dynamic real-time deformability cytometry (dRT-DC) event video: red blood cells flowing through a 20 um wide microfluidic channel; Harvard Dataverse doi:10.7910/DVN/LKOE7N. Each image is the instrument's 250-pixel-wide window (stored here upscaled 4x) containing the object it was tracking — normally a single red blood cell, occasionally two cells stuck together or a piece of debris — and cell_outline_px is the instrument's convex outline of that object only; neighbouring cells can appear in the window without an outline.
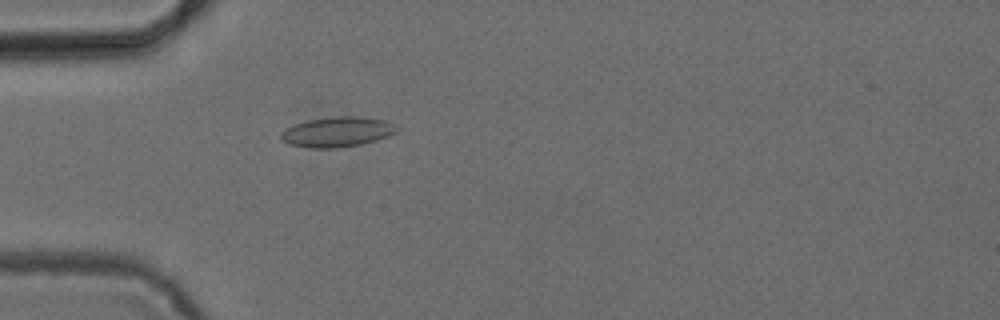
{"species": "common noctule bat (a hibernating species)", "species_latin": "Nyctalus noctula", "temperature_condition": "cold", "stored_images_in_passage": 53, "camera_frame_rate_fps": 3000, "um_per_image_px": 0.085, "animal": {"sex": "female", "body_mass_g": 24.6, "forearm_length_mm": 56.2}, "frame": {"image": 1, "passage_image": 16, "time_ms": 5.0, "image_size_px": [1000, 320], "cell_outline_px": [[400, 128], [396, 132], [388, 136], [376, 140], [360, 144], [336, 148], [308, 148], [288, 144], [280, 136], [280, 132], [296, 124], [308, 120], [336, 116], [356, 116], [388, 120], [396, 124]], "centroid_in_image_um": [28.72, 11.21], "position_along_channel_um": 56.3, "area_um2": 20.35}}
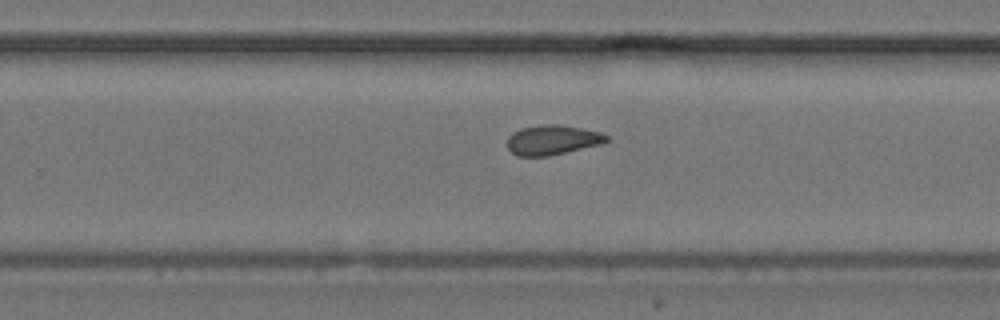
{"frame": {"image": 2, "passage_image": 34, "time_ms": 11.0, "image_size_px": [1000, 320], "cell_outline_px": [[608, 140], [600, 144], [548, 156], [516, 156], [508, 148], [508, 136], [512, 132], [520, 128], [540, 124], [556, 124], [580, 128], [600, 132], [608, 136]], "centroid_in_image_um": [46.91, 11.89], "position_along_channel_um": 282.9, "area_um2": 17.11}}
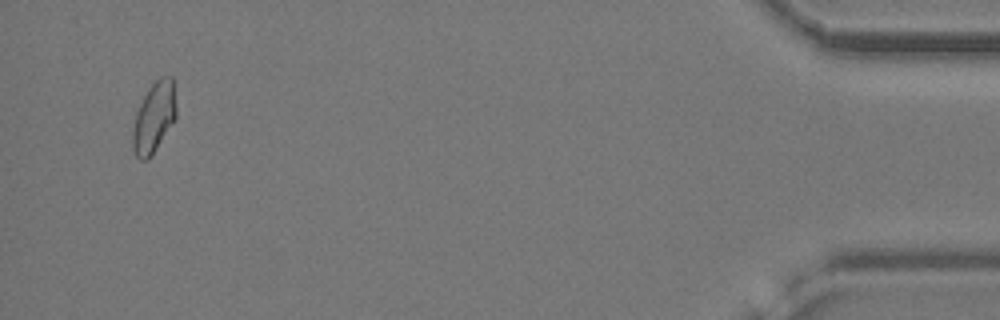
{"frame": {"image": 3, "passage_image": 51, "time_ms": 16.667, "image_size_px": [1000, 320], "cell_outline_px": [[176, 120], [152, 156], [148, 160], [140, 160], [136, 156], [132, 148], [132, 128], [136, 112], [148, 88], [160, 76], [172, 76], [176, 104]], "centroid_in_image_um": [13.09, 10.01], "position_along_channel_um": 422.1, "area_um2": 18.26}, "authors_computed_cell_mechanics": {"area_um2": 17.6868, "velocity_mm_per_s": 3.8734, "shape_relaxation_time_tau1_ms": null, "shape_relaxation_time_tau2_ms": 1.7951, "deformation_change_tau1": null, "deformation_change_tau2": 0.0756}}